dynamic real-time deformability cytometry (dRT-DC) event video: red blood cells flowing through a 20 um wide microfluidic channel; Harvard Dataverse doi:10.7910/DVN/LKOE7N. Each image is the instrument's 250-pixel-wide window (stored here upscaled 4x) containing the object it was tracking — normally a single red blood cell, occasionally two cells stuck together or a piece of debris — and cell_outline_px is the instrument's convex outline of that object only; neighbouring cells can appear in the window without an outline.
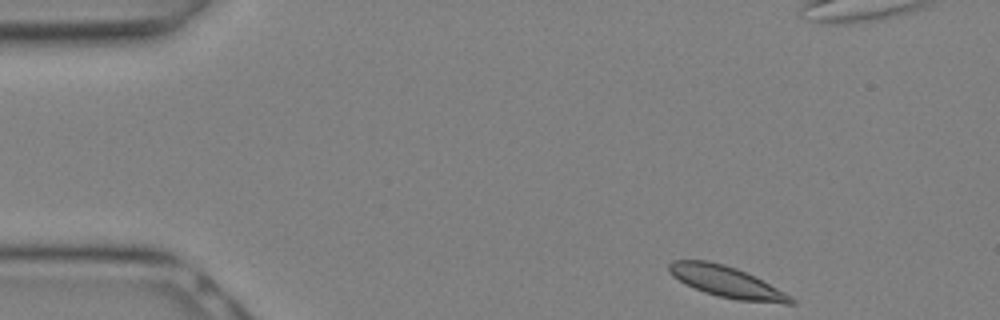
{"species": "Egyptian fruit bat (a non-hibernating species)", "species_latin": "Rousettus aegyptiacus", "temperature_condition": "warm", "stored_images_in_passage": 17, "segment_of_instrument_passage": [1, 2], "camera_frame_rate_fps": 3000, "um_per_image_px": 0.085, "animal": {"sex": "female"}, "frame": {"image": 1, "passage_image": 1, "time_ms": 0.0, "image_size_px": [1000, 320], "cell_outline_px": [[796, 304], [784, 304], [736, 300], [704, 292], [684, 284], [672, 276], [668, 272], [668, 264], [672, 260], [708, 260], [724, 264], [736, 268], [792, 296], [796, 300]], "centroid_in_image_um": [61.73, 23.96], "position_along_channel_um": 23.3, "area_um2": 22.08}}
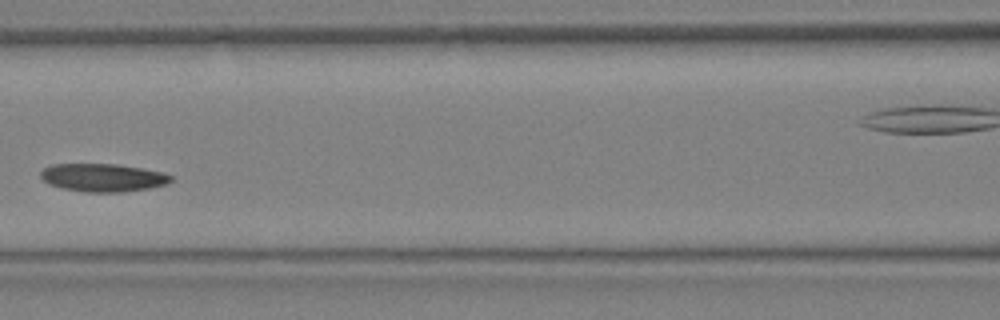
{"frame": {"image": 2, "passage_image": 10, "time_ms": 3.0, "image_size_px": [1000, 320], "cell_outline_px": [[172, 180], [168, 184], [148, 188], [124, 192], [84, 192], [64, 188], [48, 184], [40, 176], [40, 172], [44, 168], [52, 164], [116, 164], [140, 168], [160, 172], [172, 176]], "centroid_in_image_um": [8.73, 15.1], "position_along_channel_um": 157.9, "area_um2": 21.15}}
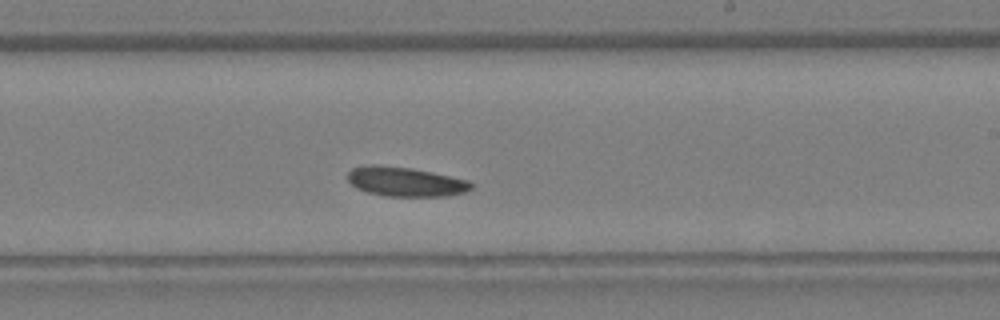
{"frame": {"image": 3, "passage_image": 14, "time_ms": 4.333, "image_size_px": [1000, 320], "cell_outline_px": [[472, 188], [464, 192], [448, 196], [384, 196], [368, 192], [356, 188], [348, 180], [348, 172], [352, 168], [372, 164], [376, 164], [412, 168], [432, 172], [468, 180], [472, 184]], "centroid_in_image_um": [34.45, 15.44], "position_along_channel_um": 254.6, "area_um2": 21.15}}